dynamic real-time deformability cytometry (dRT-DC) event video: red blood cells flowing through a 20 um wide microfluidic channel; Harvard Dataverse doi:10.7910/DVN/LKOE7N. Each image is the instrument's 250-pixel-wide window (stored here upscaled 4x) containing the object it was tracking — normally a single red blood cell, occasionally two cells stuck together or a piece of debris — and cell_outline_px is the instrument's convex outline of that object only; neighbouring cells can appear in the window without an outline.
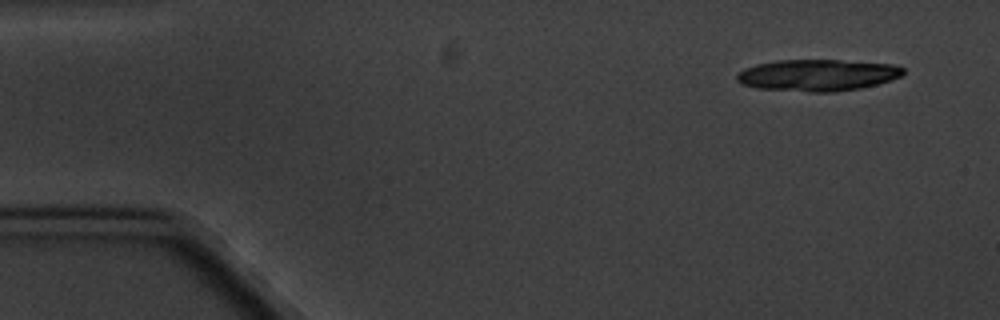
{"species": "common noctule bat (a hibernating species)", "species_latin": "Nyctalus noctula", "temperature_condition": "cold", "stored_images_in_passage": 5, "camera_frame_rate_fps": 3000, "um_per_image_px": 0.085, "animal": {"sex": "male", "body_mass_g": 20.1, "forearm_length_mm": 53.5}, "frame": {"image": 1, "passage_image": 1, "time_ms": 0.0, "image_size_px": [1000, 320], "cell_outline_px": [[904, 72], [900, 76], [876, 84], [860, 88], [836, 92], [812, 92], [756, 88], [740, 84], [736, 80], [736, 76], [744, 68], [756, 64], [776, 60], [840, 60], [892, 64], [904, 68]], "centroid_in_image_um": [69.44, 6.39], "position_along_channel_um": 15.6, "area_um2": 30.63}}
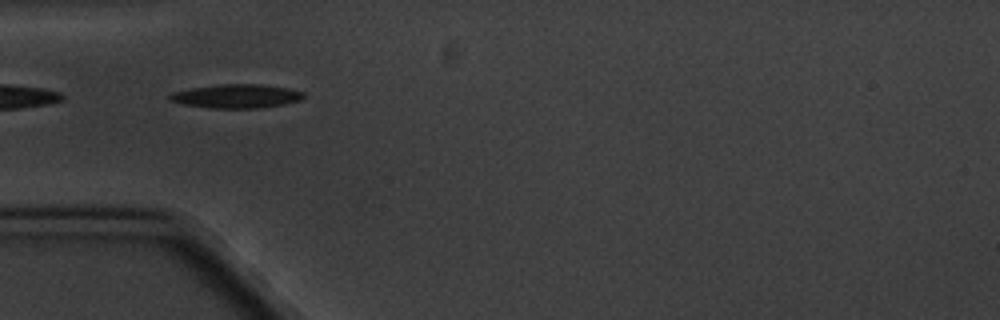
{"frame": {"image": 2, "passage_image": 5, "time_ms": 4.667, "image_size_px": [1000, 320], "cell_outline_px": [[304, 96], [300, 100], [284, 104], [260, 108], [212, 108], [184, 104], [168, 100], [168, 96], [176, 92], [192, 88], [224, 84], [260, 84], [288, 88], [304, 92]], "centroid_in_image_um": [20.14, 8.18], "position_along_channel_um": 64.9, "area_um2": 18.32}}